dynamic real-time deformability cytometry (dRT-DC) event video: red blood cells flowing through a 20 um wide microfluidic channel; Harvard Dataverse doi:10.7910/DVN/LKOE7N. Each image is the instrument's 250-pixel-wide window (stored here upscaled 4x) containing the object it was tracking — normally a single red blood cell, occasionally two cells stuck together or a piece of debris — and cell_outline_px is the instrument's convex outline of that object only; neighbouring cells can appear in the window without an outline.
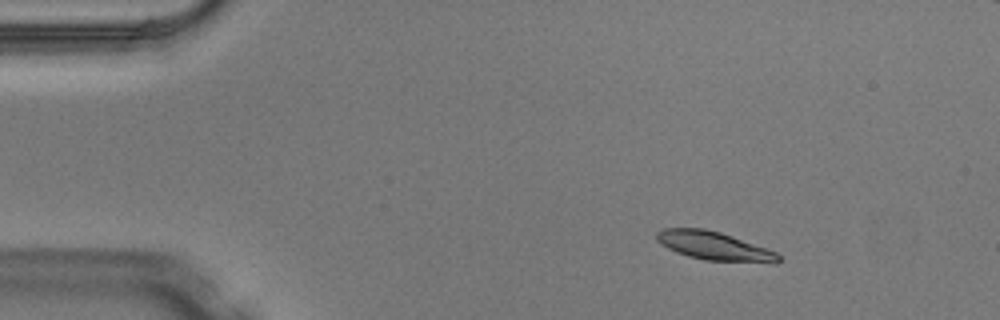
{"species": "Egyptian fruit bat (a non-hibernating species)", "species_latin": "Rousettus aegyptiacus", "temperature_condition": "warm", "stored_images_in_passage": 5, "camera_frame_rate_fps": 3000, "um_per_image_px": 0.085, "animal": {"sex": "male"}, "frame": {"image": 1, "passage_image": 2, "time_ms": 0.333, "image_size_px": [1000, 320], "cell_outline_px": [[780, 260], [776, 264], [704, 260], [688, 256], [676, 252], [668, 248], [656, 240], [656, 232], [664, 228], [704, 228], [720, 232], [768, 248], [776, 252], [780, 256]], "centroid_in_image_um": [60.75, 20.92], "position_along_channel_um": 24.3, "area_um2": 20.52}}